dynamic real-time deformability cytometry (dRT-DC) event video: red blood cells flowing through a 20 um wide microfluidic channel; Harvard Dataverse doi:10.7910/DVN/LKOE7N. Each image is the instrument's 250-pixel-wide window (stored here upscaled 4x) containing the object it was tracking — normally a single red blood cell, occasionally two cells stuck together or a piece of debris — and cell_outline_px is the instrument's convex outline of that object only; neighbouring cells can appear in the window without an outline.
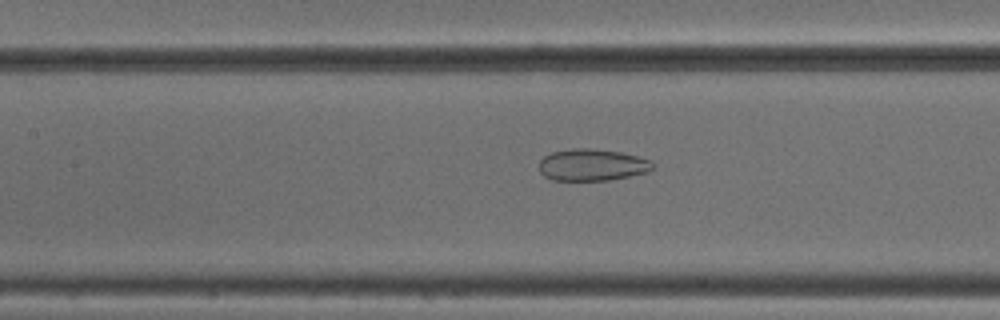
{"species": "common noctule bat (a hibernating species)", "species_latin": "Nyctalus noctula", "temperature_condition": "cold", "stored_images_in_passage": 40, "camera_frame_rate_fps": 3000, "um_per_image_px": 0.085, "animal": {"sex": "male", "body_mass_g": 18.8}, "frame": {"image": 1, "passage_image": 12, "time_ms": 3.667, "image_size_px": [1000, 320], "cell_outline_px": [[656, 168], [648, 172], [608, 180], [552, 180], [544, 176], [540, 172], [540, 160], [544, 156], [552, 152], [572, 148], [592, 148], [620, 152], [652, 160], [656, 164]], "centroid_in_image_um": [50.37, 14.01], "position_along_channel_um": 157.0, "area_um2": 21.21}}
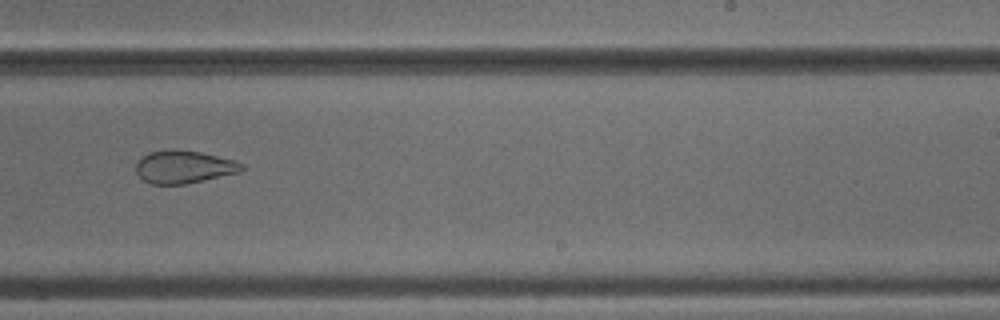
{"frame": {"image": 2, "passage_image": 21, "time_ms": 6.667, "image_size_px": [1000, 320], "cell_outline_px": [[244, 168], [240, 172], [204, 180], [184, 184], [152, 184], [144, 180], [136, 172], [136, 164], [148, 152], [168, 148], [172, 148], [200, 152], [232, 160], [244, 164]], "centroid_in_image_um": [15.61, 14.17], "position_along_channel_um": 273.4, "area_um2": 20.11}}
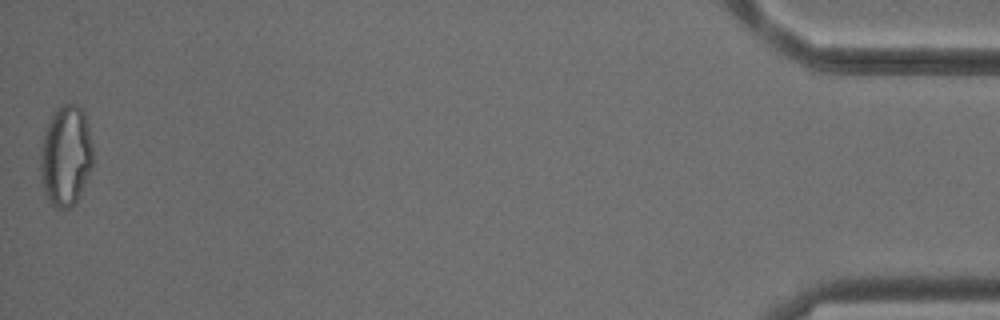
{"frame": {"image": 3, "passage_image": 40, "time_ms": 13.0, "image_size_px": [1000, 320], "cell_outline_px": [[92, 168], [80, 196], [76, 204], [72, 208], [52, 208], [44, 192], [40, 172], [40, 148], [48, 120], [52, 112], [64, 104], [76, 104], [84, 112], [92, 144]], "centroid_in_image_um": [5.58, 13.29], "position_along_channel_um": 429.6, "area_um2": 31.27}, "authors_computed_cell_mechanics": {"area_um2": 24.7962, "velocity_mm_per_s": 3.8978, "shape_relaxation_time_tau1_ms": null, "shape_relaxation_time_tau2_ms": 2.0523, "deformation_change_tau1": null, "deformation_change_tau2": 0.0883}}